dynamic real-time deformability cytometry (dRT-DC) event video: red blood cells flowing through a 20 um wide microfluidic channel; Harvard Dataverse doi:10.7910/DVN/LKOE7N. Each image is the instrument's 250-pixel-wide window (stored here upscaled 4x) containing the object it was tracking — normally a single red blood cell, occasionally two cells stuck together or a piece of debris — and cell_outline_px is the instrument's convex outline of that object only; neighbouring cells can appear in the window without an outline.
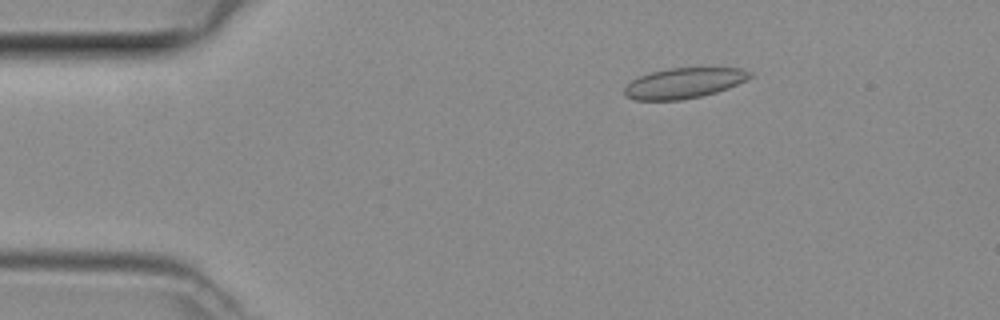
{"species": "common noctule bat (a hibernating species)", "species_latin": "Nyctalus noctula", "temperature_condition": "room temperature", "stored_images_in_passage": 48, "camera_frame_rate_fps": 3000, "um_per_image_px": 0.085, "animal": {"sex": "female", "body_mass_g": 29.2, "forearm_length_mm": 56.3}, "frame": {"image": 1, "passage_image": 8, "time_ms": 2.333, "image_size_px": [1000, 320], "cell_outline_px": [[752, 76], [728, 88], [716, 92], [700, 96], [680, 100], [636, 100], [624, 96], [624, 88], [632, 80], [640, 76], [652, 72], [672, 68], [744, 68], [752, 72]], "centroid_in_image_um": [58.12, 7.06], "position_along_channel_um": 26.9, "area_um2": 22.02}}
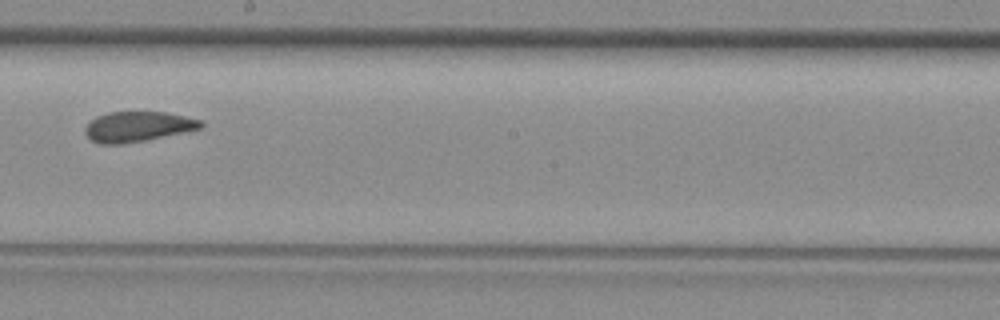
{"frame": {"image": 2, "passage_image": 27, "time_ms": 8.667, "image_size_px": [1000, 320], "cell_outline_px": [[204, 124], [200, 128], [144, 140], [124, 144], [100, 144], [92, 140], [84, 132], [84, 128], [96, 116], [108, 112], [168, 112], [200, 120]], "centroid_in_image_um": [11.67, 10.75], "position_along_channel_um": 236.5, "area_um2": 20.06}}
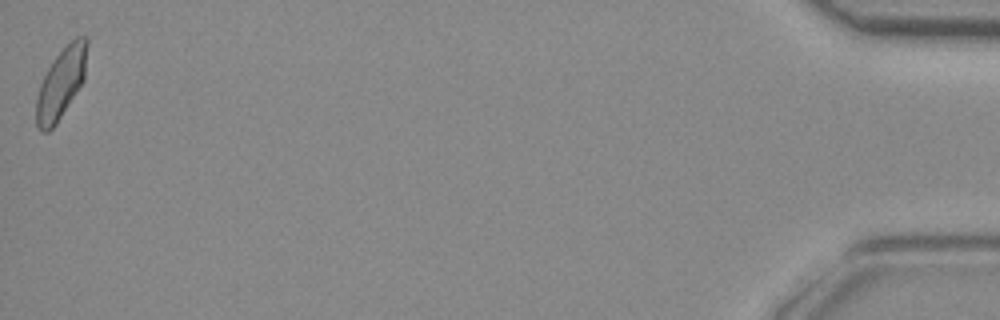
{"frame": {"image": 3, "passage_image": 48, "time_ms": 15.667, "image_size_px": [1000, 320], "cell_outline_px": [[88, 44], [84, 80], [56, 124], [48, 132], [40, 132], [36, 124], [36, 96], [40, 84], [48, 68], [56, 56], [76, 36], [88, 36]], "centroid_in_image_um": [5.19, 7.08], "position_along_channel_um": 430.0, "area_um2": 20.81}}